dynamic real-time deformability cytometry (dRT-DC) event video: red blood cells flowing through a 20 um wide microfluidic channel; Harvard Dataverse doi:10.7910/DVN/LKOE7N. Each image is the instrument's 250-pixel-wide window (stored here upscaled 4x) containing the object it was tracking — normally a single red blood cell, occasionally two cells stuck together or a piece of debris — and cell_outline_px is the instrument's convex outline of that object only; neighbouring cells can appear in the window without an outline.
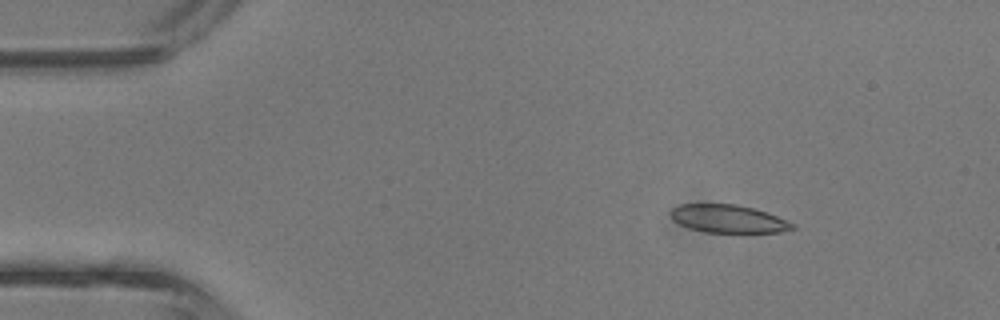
{"species": "common noctule bat (a hibernating species)", "species_latin": "Nyctalus noctula", "temperature_condition": "room temperature", "stored_images_in_passage": 5, "camera_frame_rate_fps": 3000, "um_per_image_px": 0.085, "animal": {"sex": "male", "body_mass_g": 13.3}, "frame": {"image": 1, "passage_image": 2, "time_ms": 0.333, "image_size_px": [1000, 320], "cell_outline_px": [[796, 228], [780, 232], [704, 232], [688, 228], [672, 220], [668, 212], [672, 208], [680, 204], [736, 204], [768, 212], [796, 224]], "centroid_in_image_um": [61.88, 18.59], "position_along_channel_um": 23.1, "area_um2": 20.0}}
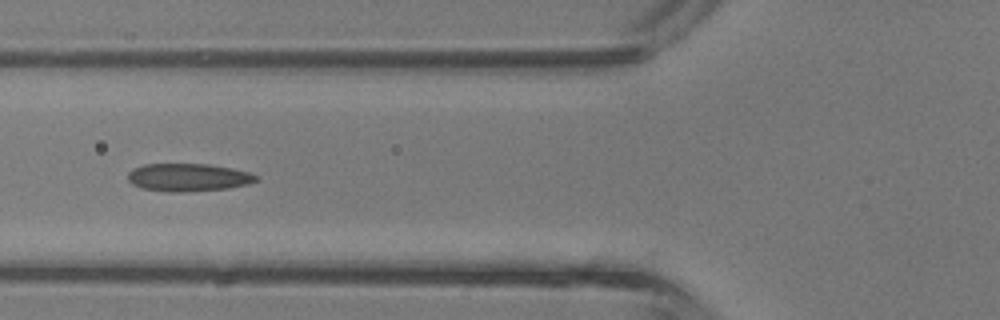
{"frame": {"image": 2, "passage_image": 5, "time_ms": 1.333, "image_size_px": [1000, 320], "cell_outline_px": [[260, 180], [248, 184], [228, 188], [184, 192], [172, 192], [140, 188], [132, 184], [128, 180], [128, 172], [132, 168], [144, 164], [208, 164], [232, 168], [248, 172], [260, 176]], "centroid_in_image_um": [16.01, 15.07], "position_along_channel_um": 109.8, "area_um2": 20.98}}